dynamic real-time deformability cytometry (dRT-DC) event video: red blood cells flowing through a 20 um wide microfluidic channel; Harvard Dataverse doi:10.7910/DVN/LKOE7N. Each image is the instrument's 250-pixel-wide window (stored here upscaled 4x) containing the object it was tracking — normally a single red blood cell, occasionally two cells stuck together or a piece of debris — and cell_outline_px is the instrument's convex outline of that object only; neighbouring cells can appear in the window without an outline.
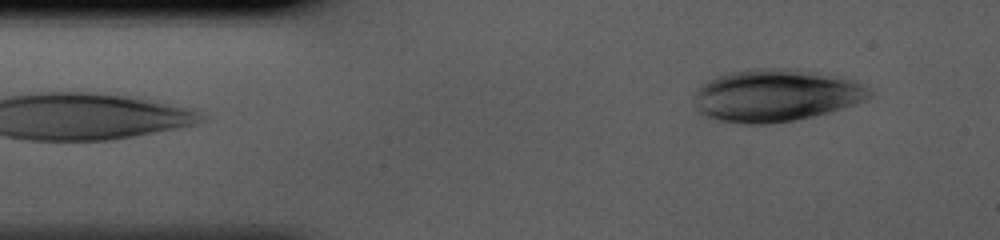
{"species": "human", "species_latin": "Homo sapiens", "temperature_condition": "cold", "stored_images_in_passage": 38, "camera_frame_rate_fps": 3000, "um_per_image_px": 0.085, "donor": {"sex": "male"}, "frame": {"image": 1, "passage_image": 1, "time_ms": 0.0, "image_size_px": [1000, 240], "cell_outline_px": [[872, 96], [856, 104], [816, 116], [796, 120], [764, 124], [748, 124], [720, 120], [696, 112], [696, 92], [700, 84], [716, 76], [732, 72], [756, 68], [796, 68], [836, 76], [852, 80], [864, 84], [872, 92]], "centroid_in_image_um": [65.97, 8.1], "position_along_channel_um": 19.0, "area_um2": 53.58}}
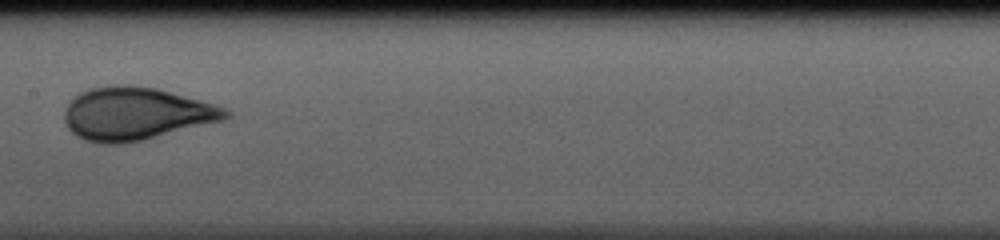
{"frame": {"image": 2, "passage_image": 17, "time_ms": 5.333, "image_size_px": [1000, 240], "cell_outline_px": [[232, 116], [224, 120], [144, 140], [120, 144], [100, 144], [84, 140], [76, 136], [68, 128], [64, 120], [64, 112], [68, 104], [80, 92], [88, 88], [108, 84], [132, 84], [156, 88], [200, 100], [224, 108], [232, 112]], "centroid_in_image_um": [11.53, 9.66], "position_along_channel_um": 195.9, "area_um2": 50.0}}
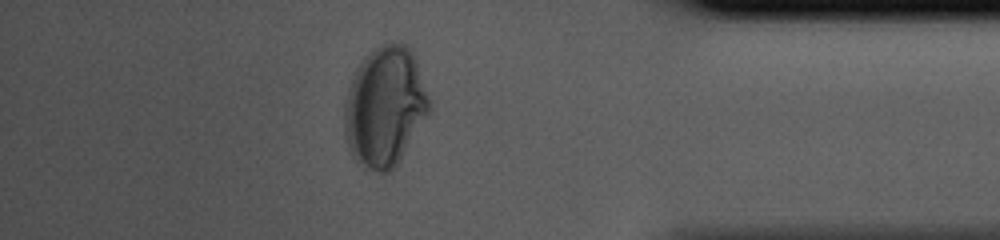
{"frame": {"image": 3, "passage_image": 33, "time_ms": 10.667, "image_size_px": [1000, 240], "cell_outline_px": [[432, 104], [428, 112], [392, 172], [380, 172], [368, 168], [360, 164], [352, 156], [348, 148], [344, 132], [344, 108], [348, 88], [356, 68], [364, 56], [372, 48], [380, 44], [392, 40], [400, 40], [412, 52], [416, 60]], "centroid_in_image_um": [32.69, 9.01], "position_along_channel_um": 402.5, "area_um2": 59.36}}